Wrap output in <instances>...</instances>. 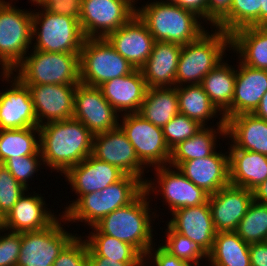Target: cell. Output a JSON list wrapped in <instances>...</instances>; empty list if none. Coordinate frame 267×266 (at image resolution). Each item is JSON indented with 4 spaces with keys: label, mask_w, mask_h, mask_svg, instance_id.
Wrapping results in <instances>:
<instances>
[{
    "label": "cell",
    "mask_w": 267,
    "mask_h": 266,
    "mask_svg": "<svg viewBox=\"0 0 267 266\" xmlns=\"http://www.w3.org/2000/svg\"><path fill=\"white\" fill-rule=\"evenodd\" d=\"M80 83L99 87L135 69L106 38H85L79 55Z\"/></svg>",
    "instance_id": "obj_9"
},
{
    "label": "cell",
    "mask_w": 267,
    "mask_h": 266,
    "mask_svg": "<svg viewBox=\"0 0 267 266\" xmlns=\"http://www.w3.org/2000/svg\"><path fill=\"white\" fill-rule=\"evenodd\" d=\"M161 2H166V3H174L177 4L179 0H160Z\"/></svg>",
    "instance_id": "obj_57"
},
{
    "label": "cell",
    "mask_w": 267,
    "mask_h": 266,
    "mask_svg": "<svg viewBox=\"0 0 267 266\" xmlns=\"http://www.w3.org/2000/svg\"><path fill=\"white\" fill-rule=\"evenodd\" d=\"M253 114L267 121V92L263 95Z\"/></svg>",
    "instance_id": "obj_52"
},
{
    "label": "cell",
    "mask_w": 267,
    "mask_h": 266,
    "mask_svg": "<svg viewBox=\"0 0 267 266\" xmlns=\"http://www.w3.org/2000/svg\"><path fill=\"white\" fill-rule=\"evenodd\" d=\"M218 119L216 125L204 126L192 137L175 146L171 150L169 166L177 168L182 162L211 155L217 149V143L220 142L217 141L218 137L226 138L224 116Z\"/></svg>",
    "instance_id": "obj_29"
},
{
    "label": "cell",
    "mask_w": 267,
    "mask_h": 266,
    "mask_svg": "<svg viewBox=\"0 0 267 266\" xmlns=\"http://www.w3.org/2000/svg\"><path fill=\"white\" fill-rule=\"evenodd\" d=\"M253 200L262 204H267V179L252 190Z\"/></svg>",
    "instance_id": "obj_51"
},
{
    "label": "cell",
    "mask_w": 267,
    "mask_h": 266,
    "mask_svg": "<svg viewBox=\"0 0 267 266\" xmlns=\"http://www.w3.org/2000/svg\"><path fill=\"white\" fill-rule=\"evenodd\" d=\"M4 216L3 214L0 212V231L4 230Z\"/></svg>",
    "instance_id": "obj_56"
},
{
    "label": "cell",
    "mask_w": 267,
    "mask_h": 266,
    "mask_svg": "<svg viewBox=\"0 0 267 266\" xmlns=\"http://www.w3.org/2000/svg\"><path fill=\"white\" fill-rule=\"evenodd\" d=\"M144 190L140 178L125 174L101 191L82 195L63 216L70 224L84 222L85 227H93L106 215L133 202Z\"/></svg>",
    "instance_id": "obj_4"
},
{
    "label": "cell",
    "mask_w": 267,
    "mask_h": 266,
    "mask_svg": "<svg viewBox=\"0 0 267 266\" xmlns=\"http://www.w3.org/2000/svg\"><path fill=\"white\" fill-rule=\"evenodd\" d=\"M262 0H232L230 11L214 26L232 34L247 26H261Z\"/></svg>",
    "instance_id": "obj_37"
},
{
    "label": "cell",
    "mask_w": 267,
    "mask_h": 266,
    "mask_svg": "<svg viewBox=\"0 0 267 266\" xmlns=\"http://www.w3.org/2000/svg\"><path fill=\"white\" fill-rule=\"evenodd\" d=\"M249 243L235 231L217 232L212 250L208 254L209 266H251Z\"/></svg>",
    "instance_id": "obj_32"
},
{
    "label": "cell",
    "mask_w": 267,
    "mask_h": 266,
    "mask_svg": "<svg viewBox=\"0 0 267 266\" xmlns=\"http://www.w3.org/2000/svg\"><path fill=\"white\" fill-rule=\"evenodd\" d=\"M35 192L30 193L27 189V193L19 198L4 217L5 230L18 233L37 231L49 227L60 217L61 213L57 216L52 209V214L41 193Z\"/></svg>",
    "instance_id": "obj_21"
},
{
    "label": "cell",
    "mask_w": 267,
    "mask_h": 266,
    "mask_svg": "<svg viewBox=\"0 0 267 266\" xmlns=\"http://www.w3.org/2000/svg\"><path fill=\"white\" fill-rule=\"evenodd\" d=\"M40 152L46 169L63 174L92 153L94 134L74 118L39 126Z\"/></svg>",
    "instance_id": "obj_1"
},
{
    "label": "cell",
    "mask_w": 267,
    "mask_h": 266,
    "mask_svg": "<svg viewBox=\"0 0 267 266\" xmlns=\"http://www.w3.org/2000/svg\"><path fill=\"white\" fill-rule=\"evenodd\" d=\"M82 0H53L44 8L50 13L70 16L79 19L81 14Z\"/></svg>",
    "instance_id": "obj_46"
},
{
    "label": "cell",
    "mask_w": 267,
    "mask_h": 266,
    "mask_svg": "<svg viewBox=\"0 0 267 266\" xmlns=\"http://www.w3.org/2000/svg\"><path fill=\"white\" fill-rule=\"evenodd\" d=\"M120 118L119 126L147 169L169 165L171 150L166 144L163 128L157 127L138 113L123 114Z\"/></svg>",
    "instance_id": "obj_11"
},
{
    "label": "cell",
    "mask_w": 267,
    "mask_h": 266,
    "mask_svg": "<svg viewBox=\"0 0 267 266\" xmlns=\"http://www.w3.org/2000/svg\"><path fill=\"white\" fill-rule=\"evenodd\" d=\"M91 155L96 159L117 166L125 174L140 178L144 183L146 181L144 172L148 169L138 159L134 147L120 126L107 132L95 134Z\"/></svg>",
    "instance_id": "obj_16"
},
{
    "label": "cell",
    "mask_w": 267,
    "mask_h": 266,
    "mask_svg": "<svg viewBox=\"0 0 267 266\" xmlns=\"http://www.w3.org/2000/svg\"><path fill=\"white\" fill-rule=\"evenodd\" d=\"M25 192L27 189L2 166L0 168V212L4 217Z\"/></svg>",
    "instance_id": "obj_42"
},
{
    "label": "cell",
    "mask_w": 267,
    "mask_h": 266,
    "mask_svg": "<svg viewBox=\"0 0 267 266\" xmlns=\"http://www.w3.org/2000/svg\"><path fill=\"white\" fill-rule=\"evenodd\" d=\"M231 50L243 64L267 70V26H247L231 35Z\"/></svg>",
    "instance_id": "obj_30"
},
{
    "label": "cell",
    "mask_w": 267,
    "mask_h": 266,
    "mask_svg": "<svg viewBox=\"0 0 267 266\" xmlns=\"http://www.w3.org/2000/svg\"><path fill=\"white\" fill-rule=\"evenodd\" d=\"M261 26H267V0H262V5H261Z\"/></svg>",
    "instance_id": "obj_53"
},
{
    "label": "cell",
    "mask_w": 267,
    "mask_h": 266,
    "mask_svg": "<svg viewBox=\"0 0 267 266\" xmlns=\"http://www.w3.org/2000/svg\"><path fill=\"white\" fill-rule=\"evenodd\" d=\"M251 266H267V241L249 245Z\"/></svg>",
    "instance_id": "obj_49"
},
{
    "label": "cell",
    "mask_w": 267,
    "mask_h": 266,
    "mask_svg": "<svg viewBox=\"0 0 267 266\" xmlns=\"http://www.w3.org/2000/svg\"><path fill=\"white\" fill-rule=\"evenodd\" d=\"M27 155H41L39 127L0 130V162L2 164L11 157Z\"/></svg>",
    "instance_id": "obj_35"
},
{
    "label": "cell",
    "mask_w": 267,
    "mask_h": 266,
    "mask_svg": "<svg viewBox=\"0 0 267 266\" xmlns=\"http://www.w3.org/2000/svg\"><path fill=\"white\" fill-rule=\"evenodd\" d=\"M29 88L39 126L73 118L77 85L40 84Z\"/></svg>",
    "instance_id": "obj_18"
},
{
    "label": "cell",
    "mask_w": 267,
    "mask_h": 266,
    "mask_svg": "<svg viewBox=\"0 0 267 266\" xmlns=\"http://www.w3.org/2000/svg\"><path fill=\"white\" fill-rule=\"evenodd\" d=\"M150 263L151 262L149 261V258L146 255H143L135 263L131 264L130 266H147Z\"/></svg>",
    "instance_id": "obj_54"
},
{
    "label": "cell",
    "mask_w": 267,
    "mask_h": 266,
    "mask_svg": "<svg viewBox=\"0 0 267 266\" xmlns=\"http://www.w3.org/2000/svg\"><path fill=\"white\" fill-rule=\"evenodd\" d=\"M79 55L31 49L12 73L25 85H77L80 83Z\"/></svg>",
    "instance_id": "obj_6"
},
{
    "label": "cell",
    "mask_w": 267,
    "mask_h": 266,
    "mask_svg": "<svg viewBox=\"0 0 267 266\" xmlns=\"http://www.w3.org/2000/svg\"><path fill=\"white\" fill-rule=\"evenodd\" d=\"M203 127L198 121L178 113L163 127L166 144L172 150L180 142L192 137Z\"/></svg>",
    "instance_id": "obj_40"
},
{
    "label": "cell",
    "mask_w": 267,
    "mask_h": 266,
    "mask_svg": "<svg viewBox=\"0 0 267 266\" xmlns=\"http://www.w3.org/2000/svg\"><path fill=\"white\" fill-rule=\"evenodd\" d=\"M0 0V72L12 70L32 47V11Z\"/></svg>",
    "instance_id": "obj_8"
},
{
    "label": "cell",
    "mask_w": 267,
    "mask_h": 266,
    "mask_svg": "<svg viewBox=\"0 0 267 266\" xmlns=\"http://www.w3.org/2000/svg\"><path fill=\"white\" fill-rule=\"evenodd\" d=\"M137 0H82L79 17L85 38H106L135 14Z\"/></svg>",
    "instance_id": "obj_12"
},
{
    "label": "cell",
    "mask_w": 267,
    "mask_h": 266,
    "mask_svg": "<svg viewBox=\"0 0 267 266\" xmlns=\"http://www.w3.org/2000/svg\"><path fill=\"white\" fill-rule=\"evenodd\" d=\"M207 201L216 231H235L253 201V192L229 184L210 194Z\"/></svg>",
    "instance_id": "obj_20"
},
{
    "label": "cell",
    "mask_w": 267,
    "mask_h": 266,
    "mask_svg": "<svg viewBox=\"0 0 267 266\" xmlns=\"http://www.w3.org/2000/svg\"><path fill=\"white\" fill-rule=\"evenodd\" d=\"M210 32L207 29L196 40L182 45L175 87L201 84L202 79L228 55L225 51L231 50L230 34L214 27Z\"/></svg>",
    "instance_id": "obj_5"
},
{
    "label": "cell",
    "mask_w": 267,
    "mask_h": 266,
    "mask_svg": "<svg viewBox=\"0 0 267 266\" xmlns=\"http://www.w3.org/2000/svg\"><path fill=\"white\" fill-rule=\"evenodd\" d=\"M177 169L209 195L230 184L228 151L215 150L207 157L182 162Z\"/></svg>",
    "instance_id": "obj_23"
},
{
    "label": "cell",
    "mask_w": 267,
    "mask_h": 266,
    "mask_svg": "<svg viewBox=\"0 0 267 266\" xmlns=\"http://www.w3.org/2000/svg\"><path fill=\"white\" fill-rule=\"evenodd\" d=\"M52 266H88V246L84 236L77 234L63 248Z\"/></svg>",
    "instance_id": "obj_43"
},
{
    "label": "cell",
    "mask_w": 267,
    "mask_h": 266,
    "mask_svg": "<svg viewBox=\"0 0 267 266\" xmlns=\"http://www.w3.org/2000/svg\"><path fill=\"white\" fill-rule=\"evenodd\" d=\"M154 179H146L144 188L146 193L162 196L164 205L172 213L178 208L193 207L207 202L209 194L194 185L177 168L167 166L154 167ZM159 190H158V189ZM153 192V193H152Z\"/></svg>",
    "instance_id": "obj_13"
},
{
    "label": "cell",
    "mask_w": 267,
    "mask_h": 266,
    "mask_svg": "<svg viewBox=\"0 0 267 266\" xmlns=\"http://www.w3.org/2000/svg\"><path fill=\"white\" fill-rule=\"evenodd\" d=\"M166 223L175 231L200 245L208 254L217 234L208 201L202 205L178 208Z\"/></svg>",
    "instance_id": "obj_24"
},
{
    "label": "cell",
    "mask_w": 267,
    "mask_h": 266,
    "mask_svg": "<svg viewBox=\"0 0 267 266\" xmlns=\"http://www.w3.org/2000/svg\"><path fill=\"white\" fill-rule=\"evenodd\" d=\"M12 1H13V0H10V1L7 0L6 2H10V3H12ZM14 1H17V0H14ZM28 1L32 2V5L35 4V3L37 2V0H28Z\"/></svg>",
    "instance_id": "obj_58"
},
{
    "label": "cell",
    "mask_w": 267,
    "mask_h": 266,
    "mask_svg": "<svg viewBox=\"0 0 267 266\" xmlns=\"http://www.w3.org/2000/svg\"><path fill=\"white\" fill-rule=\"evenodd\" d=\"M208 2V24L214 27L231 8L232 0H207Z\"/></svg>",
    "instance_id": "obj_47"
},
{
    "label": "cell",
    "mask_w": 267,
    "mask_h": 266,
    "mask_svg": "<svg viewBox=\"0 0 267 266\" xmlns=\"http://www.w3.org/2000/svg\"><path fill=\"white\" fill-rule=\"evenodd\" d=\"M225 59L201 81V86L211 102L223 114L232 104L236 81V66Z\"/></svg>",
    "instance_id": "obj_33"
},
{
    "label": "cell",
    "mask_w": 267,
    "mask_h": 266,
    "mask_svg": "<svg viewBox=\"0 0 267 266\" xmlns=\"http://www.w3.org/2000/svg\"><path fill=\"white\" fill-rule=\"evenodd\" d=\"M235 232L249 244L267 241V204L253 200Z\"/></svg>",
    "instance_id": "obj_38"
},
{
    "label": "cell",
    "mask_w": 267,
    "mask_h": 266,
    "mask_svg": "<svg viewBox=\"0 0 267 266\" xmlns=\"http://www.w3.org/2000/svg\"><path fill=\"white\" fill-rule=\"evenodd\" d=\"M178 6L183 9L194 12L198 17H200L205 24L208 23V2L207 0H179L177 2Z\"/></svg>",
    "instance_id": "obj_48"
},
{
    "label": "cell",
    "mask_w": 267,
    "mask_h": 266,
    "mask_svg": "<svg viewBox=\"0 0 267 266\" xmlns=\"http://www.w3.org/2000/svg\"><path fill=\"white\" fill-rule=\"evenodd\" d=\"M150 199L152 197L149 198L144 190L133 202L114 210L90 227L92 231L89 234H106L115 237L131 244L142 255H146L148 250L156 245L152 224L156 218H159L157 210L149 204L152 201Z\"/></svg>",
    "instance_id": "obj_2"
},
{
    "label": "cell",
    "mask_w": 267,
    "mask_h": 266,
    "mask_svg": "<svg viewBox=\"0 0 267 266\" xmlns=\"http://www.w3.org/2000/svg\"><path fill=\"white\" fill-rule=\"evenodd\" d=\"M141 6L136 8V14L155 41L185 45L207 30L200 17L177 4L151 0Z\"/></svg>",
    "instance_id": "obj_3"
},
{
    "label": "cell",
    "mask_w": 267,
    "mask_h": 266,
    "mask_svg": "<svg viewBox=\"0 0 267 266\" xmlns=\"http://www.w3.org/2000/svg\"><path fill=\"white\" fill-rule=\"evenodd\" d=\"M179 103V113L198 121L203 126L212 118H218L223 114L211 102L200 84L176 86ZM219 113V114H218Z\"/></svg>",
    "instance_id": "obj_34"
},
{
    "label": "cell",
    "mask_w": 267,
    "mask_h": 266,
    "mask_svg": "<svg viewBox=\"0 0 267 266\" xmlns=\"http://www.w3.org/2000/svg\"><path fill=\"white\" fill-rule=\"evenodd\" d=\"M106 39L134 69H140L144 65L155 43L154 37L137 14Z\"/></svg>",
    "instance_id": "obj_19"
},
{
    "label": "cell",
    "mask_w": 267,
    "mask_h": 266,
    "mask_svg": "<svg viewBox=\"0 0 267 266\" xmlns=\"http://www.w3.org/2000/svg\"><path fill=\"white\" fill-rule=\"evenodd\" d=\"M41 155H27L18 156L17 158H9L3 166L11 173V175L26 189L30 190V179L34 178V174L44 167V163ZM42 165V166H41ZM29 181V182H28ZM29 187V188H28Z\"/></svg>",
    "instance_id": "obj_41"
},
{
    "label": "cell",
    "mask_w": 267,
    "mask_h": 266,
    "mask_svg": "<svg viewBox=\"0 0 267 266\" xmlns=\"http://www.w3.org/2000/svg\"><path fill=\"white\" fill-rule=\"evenodd\" d=\"M104 98L120 115L138 113L147 90L140 69L128 75L117 77L99 86Z\"/></svg>",
    "instance_id": "obj_25"
},
{
    "label": "cell",
    "mask_w": 267,
    "mask_h": 266,
    "mask_svg": "<svg viewBox=\"0 0 267 266\" xmlns=\"http://www.w3.org/2000/svg\"><path fill=\"white\" fill-rule=\"evenodd\" d=\"M153 245L147 252L146 256L151 261L148 266H193L189 262L170 255L159 244Z\"/></svg>",
    "instance_id": "obj_45"
},
{
    "label": "cell",
    "mask_w": 267,
    "mask_h": 266,
    "mask_svg": "<svg viewBox=\"0 0 267 266\" xmlns=\"http://www.w3.org/2000/svg\"><path fill=\"white\" fill-rule=\"evenodd\" d=\"M166 226L167 229H165L166 234L164 236L166 240L164 243H160V246L165 251L172 256L189 262L193 266L203 264L202 260L208 261V253L200 245L175 232L167 223Z\"/></svg>",
    "instance_id": "obj_39"
},
{
    "label": "cell",
    "mask_w": 267,
    "mask_h": 266,
    "mask_svg": "<svg viewBox=\"0 0 267 266\" xmlns=\"http://www.w3.org/2000/svg\"><path fill=\"white\" fill-rule=\"evenodd\" d=\"M178 113L179 103L175 86L147 88L138 111L144 119L160 128Z\"/></svg>",
    "instance_id": "obj_31"
},
{
    "label": "cell",
    "mask_w": 267,
    "mask_h": 266,
    "mask_svg": "<svg viewBox=\"0 0 267 266\" xmlns=\"http://www.w3.org/2000/svg\"><path fill=\"white\" fill-rule=\"evenodd\" d=\"M0 77L10 84L0 91V130L39 127L28 86L12 72H1Z\"/></svg>",
    "instance_id": "obj_14"
},
{
    "label": "cell",
    "mask_w": 267,
    "mask_h": 266,
    "mask_svg": "<svg viewBox=\"0 0 267 266\" xmlns=\"http://www.w3.org/2000/svg\"><path fill=\"white\" fill-rule=\"evenodd\" d=\"M65 182L70 185V190L78 196L69 205L64 207L62 215L82 196L91 192L101 191L120 180L125 173L117 166L96 159L89 155L82 162L69 168L64 174Z\"/></svg>",
    "instance_id": "obj_17"
},
{
    "label": "cell",
    "mask_w": 267,
    "mask_h": 266,
    "mask_svg": "<svg viewBox=\"0 0 267 266\" xmlns=\"http://www.w3.org/2000/svg\"><path fill=\"white\" fill-rule=\"evenodd\" d=\"M85 241L88 246V257H104L118 262L135 263L143 256L131 244L106 234H88L85 235Z\"/></svg>",
    "instance_id": "obj_36"
},
{
    "label": "cell",
    "mask_w": 267,
    "mask_h": 266,
    "mask_svg": "<svg viewBox=\"0 0 267 266\" xmlns=\"http://www.w3.org/2000/svg\"><path fill=\"white\" fill-rule=\"evenodd\" d=\"M182 45L155 41L148 60L140 68L148 88L174 87Z\"/></svg>",
    "instance_id": "obj_26"
},
{
    "label": "cell",
    "mask_w": 267,
    "mask_h": 266,
    "mask_svg": "<svg viewBox=\"0 0 267 266\" xmlns=\"http://www.w3.org/2000/svg\"><path fill=\"white\" fill-rule=\"evenodd\" d=\"M133 263L118 262L104 257H88V266H130Z\"/></svg>",
    "instance_id": "obj_50"
},
{
    "label": "cell",
    "mask_w": 267,
    "mask_h": 266,
    "mask_svg": "<svg viewBox=\"0 0 267 266\" xmlns=\"http://www.w3.org/2000/svg\"><path fill=\"white\" fill-rule=\"evenodd\" d=\"M32 11V49L52 53H80L84 35L79 19L50 13L44 7ZM38 11V12H37Z\"/></svg>",
    "instance_id": "obj_7"
},
{
    "label": "cell",
    "mask_w": 267,
    "mask_h": 266,
    "mask_svg": "<svg viewBox=\"0 0 267 266\" xmlns=\"http://www.w3.org/2000/svg\"><path fill=\"white\" fill-rule=\"evenodd\" d=\"M20 248L21 233L0 231V266H16Z\"/></svg>",
    "instance_id": "obj_44"
},
{
    "label": "cell",
    "mask_w": 267,
    "mask_h": 266,
    "mask_svg": "<svg viewBox=\"0 0 267 266\" xmlns=\"http://www.w3.org/2000/svg\"><path fill=\"white\" fill-rule=\"evenodd\" d=\"M226 138L229 148H238L267 155V121L253 113L228 118ZM231 143V144H230Z\"/></svg>",
    "instance_id": "obj_27"
},
{
    "label": "cell",
    "mask_w": 267,
    "mask_h": 266,
    "mask_svg": "<svg viewBox=\"0 0 267 266\" xmlns=\"http://www.w3.org/2000/svg\"><path fill=\"white\" fill-rule=\"evenodd\" d=\"M65 223L68 224L65 217L60 215L47 228L22 232L16 266H52L63 248L77 235L67 231Z\"/></svg>",
    "instance_id": "obj_10"
},
{
    "label": "cell",
    "mask_w": 267,
    "mask_h": 266,
    "mask_svg": "<svg viewBox=\"0 0 267 266\" xmlns=\"http://www.w3.org/2000/svg\"><path fill=\"white\" fill-rule=\"evenodd\" d=\"M120 114L104 98L99 87L77 84L73 118L81 121L94 135L119 126Z\"/></svg>",
    "instance_id": "obj_15"
},
{
    "label": "cell",
    "mask_w": 267,
    "mask_h": 266,
    "mask_svg": "<svg viewBox=\"0 0 267 266\" xmlns=\"http://www.w3.org/2000/svg\"><path fill=\"white\" fill-rule=\"evenodd\" d=\"M50 1H53V0H37V2L34 4V6L45 7Z\"/></svg>",
    "instance_id": "obj_55"
},
{
    "label": "cell",
    "mask_w": 267,
    "mask_h": 266,
    "mask_svg": "<svg viewBox=\"0 0 267 266\" xmlns=\"http://www.w3.org/2000/svg\"><path fill=\"white\" fill-rule=\"evenodd\" d=\"M231 106L223 113L225 121L233 116L253 113L267 92V70L243 64L239 59Z\"/></svg>",
    "instance_id": "obj_22"
},
{
    "label": "cell",
    "mask_w": 267,
    "mask_h": 266,
    "mask_svg": "<svg viewBox=\"0 0 267 266\" xmlns=\"http://www.w3.org/2000/svg\"><path fill=\"white\" fill-rule=\"evenodd\" d=\"M227 149L231 185L252 191L267 179V155L238 148Z\"/></svg>",
    "instance_id": "obj_28"
}]
</instances>
